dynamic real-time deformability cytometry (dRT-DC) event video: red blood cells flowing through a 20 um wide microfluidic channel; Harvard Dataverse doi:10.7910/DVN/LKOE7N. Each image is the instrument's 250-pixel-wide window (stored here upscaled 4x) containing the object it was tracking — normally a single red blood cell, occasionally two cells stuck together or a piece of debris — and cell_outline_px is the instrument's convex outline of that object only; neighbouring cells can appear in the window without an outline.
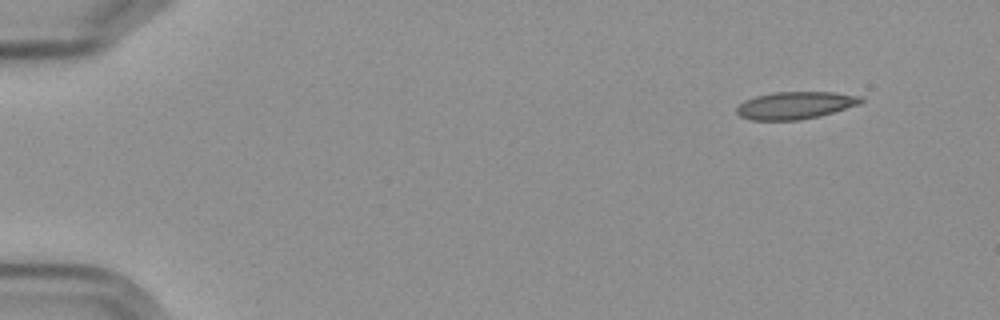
{"species": "Egyptian fruit bat (a non-hibernating species)", "species_latin": "Rousettus aegyptiacus", "temperature_condition": "cold", "stored_images_in_passage": 5, "segment_of_instrument_passage": [1, 2], "camera_frame_rate_fps": 3000, "um_per_image_px": 0.085, "frame": {"image": 1, "passage_image": 1, "time_ms": 0.0, "image_size_px": [1000, 320], "cell_outline_px": [[864, 100], [860, 104], [820, 116], [800, 120], [752, 120], [740, 116], [736, 112], [736, 108], [744, 100], [756, 96], [776, 92], [832, 92], [864, 96]], "centroid_in_image_um": [67.62, 8.95], "position_along_channel_um": 17.4, "area_um2": 19.88}}
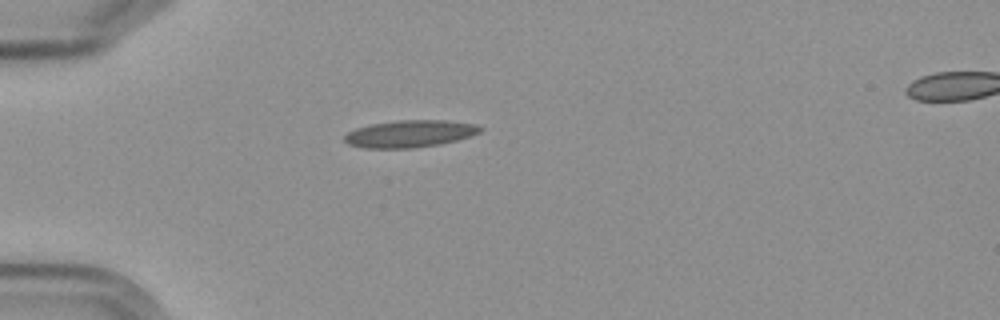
{"frame": {"image": 2, "passage_image": 4, "time_ms": 3.667, "image_size_px": [1000, 320], "cell_outline_px": [[484, 128], [480, 132], [472, 136], [440, 144], [412, 148], [364, 148], [348, 144], [344, 140], [344, 136], [348, 132], [356, 128], [372, 124], [396, 120], [448, 120], [476, 124]], "centroid_in_image_um": [34.86, 11.36], "position_along_channel_um": 50.1, "area_um2": 21.56}}